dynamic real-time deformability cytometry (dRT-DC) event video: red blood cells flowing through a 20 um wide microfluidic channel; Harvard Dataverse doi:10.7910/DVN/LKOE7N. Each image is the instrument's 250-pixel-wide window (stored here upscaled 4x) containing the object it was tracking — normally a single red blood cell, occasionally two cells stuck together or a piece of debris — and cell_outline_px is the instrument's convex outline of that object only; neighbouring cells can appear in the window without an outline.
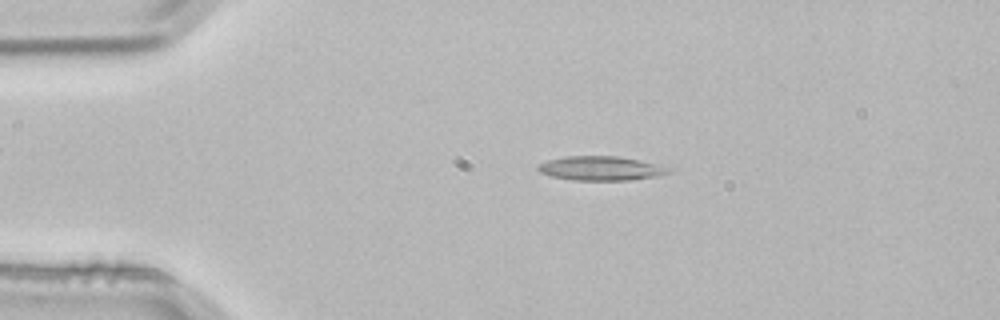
{"species": "common noctule bat (a hibernating species)", "species_latin": "Nyctalus noctula", "temperature_condition": "room temperature", "stored_images_in_passage": 2, "camera_frame_rate_fps": 3000, "um_per_image_px": 0.085, "animal": {"sex": "male", "body_mass_g": 21.5, "forearm_length_mm": 52.0}, "frame": {"image": 1, "passage_image": 1, "time_ms": 0.0, "image_size_px": [1000, 320], "cell_outline_px": [[668, 172], [660, 176], [628, 180], [572, 180], [552, 176], [540, 172], [536, 168], [540, 164], [548, 160], [568, 156], [616, 156], [640, 160], [660, 164]], "centroid_in_image_um": [51.04, 14.31], "position_along_channel_um": 34.0, "area_um2": 18.15}}